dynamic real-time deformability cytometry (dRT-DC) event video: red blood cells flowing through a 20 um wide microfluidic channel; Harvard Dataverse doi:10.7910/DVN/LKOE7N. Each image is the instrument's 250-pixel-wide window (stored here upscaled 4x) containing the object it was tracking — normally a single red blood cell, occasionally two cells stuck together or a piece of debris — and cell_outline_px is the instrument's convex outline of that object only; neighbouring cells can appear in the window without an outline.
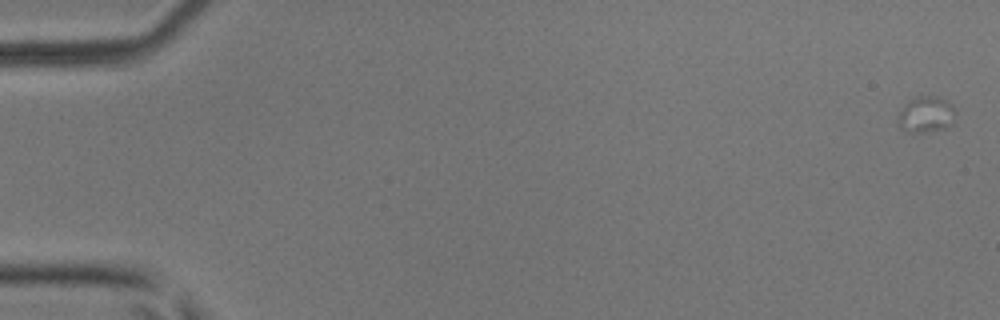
{"species": "common noctule bat (a hibernating species)", "species_latin": "Nyctalus noctula", "temperature_condition": "room temperature", "stored_images_in_passage": 3, "camera_frame_rate_fps": 3000, "um_per_image_px": 0.085, "animal": {"sex": "male", "body_mass_g": 17.9, "forearm_length_mm": 54.2}, "frame": {"image": 1, "passage_image": 3, "time_ms": 0.667, "image_size_px": [1000, 320], "cell_outline_px": [[956, 124], [944, 128], [924, 132], [912, 132], [900, 128], [900, 112], [908, 100], [916, 96], [936, 96], [952, 104], [956, 112]], "centroid_in_image_um": [78.8, 9.72], "position_along_channel_um": 6.2, "area_um2": 12.08}}